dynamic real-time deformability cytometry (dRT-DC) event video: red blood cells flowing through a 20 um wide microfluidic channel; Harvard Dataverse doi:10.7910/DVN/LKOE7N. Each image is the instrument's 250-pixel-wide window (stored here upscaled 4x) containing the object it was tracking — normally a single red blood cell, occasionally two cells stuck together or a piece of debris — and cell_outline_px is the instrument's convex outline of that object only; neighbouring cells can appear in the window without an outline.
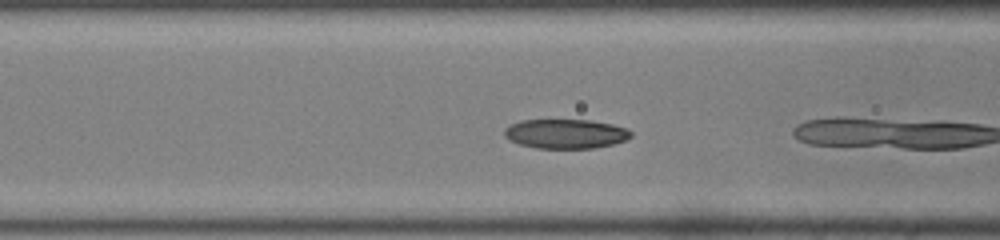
{"species": "common noctule bat (a hibernating species)", "species_latin": "Nyctalus noctula", "temperature_condition": "room temperature", "stored_images_in_passage": 11, "camera_frame_rate_fps": 3000, "um_per_image_px": 0.085, "animal": {"sex": "male", "body_mass_g": 19.0, "forearm_length_mm": 50.8}, "frame": {"image": 1, "passage_image": 10, "time_ms": 3.0, "image_size_px": [1000, 240], "cell_outline_px": [[632, 136], [628, 140], [612, 144], [592, 148], [536, 148], [520, 144], [508, 140], [504, 136], [504, 128], [520, 120], [588, 120], [612, 124], [628, 128], [632, 132]], "centroid_in_image_um": [48.09, 11.37], "position_along_channel_um": 118.5, "area_um2": 21.79}}